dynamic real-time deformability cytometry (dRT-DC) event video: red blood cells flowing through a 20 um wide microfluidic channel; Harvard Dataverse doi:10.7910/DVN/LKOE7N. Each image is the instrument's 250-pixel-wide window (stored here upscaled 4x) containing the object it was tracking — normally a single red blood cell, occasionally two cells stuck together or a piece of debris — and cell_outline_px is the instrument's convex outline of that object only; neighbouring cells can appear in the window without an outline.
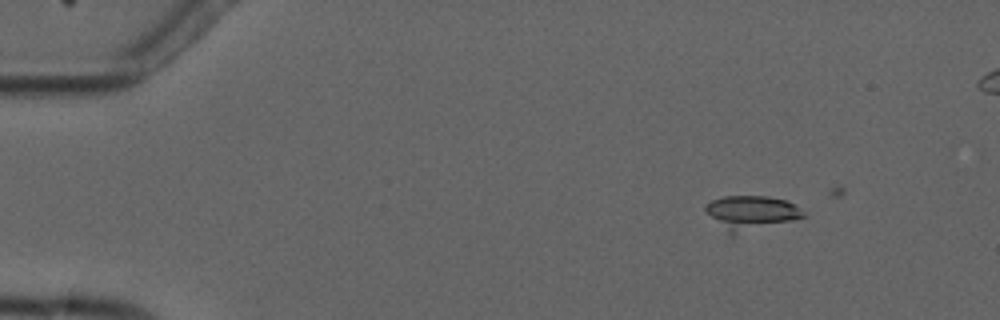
{"species": "common noctule bat (a hibernating species)", "species_latin": "Nyctalus noctula", "temperature_condition": "cold", "stored_images_in_passage": 6, "camera_frame_rate_fps": 3000, "um_per_image_px": 0.085, "animal": {"sex": "male", "forearm_length_mm": 52.5}, "frame": {"image": 1, "passage_image": 3, "time_ms": 3.333, "image_size_px": [1000, 320], "cell_outline_px": [[808, 216], [796, 220], [732, 236], [728, 236], [704, 208], [704, 204], [712, 200], [724, 196], [768, 196], [784, 200], [808, 212]], "centroid_in_image_um": [63.88, 18.11], "position_along_channel_um": 21.1, "area_um2": 19.88}}